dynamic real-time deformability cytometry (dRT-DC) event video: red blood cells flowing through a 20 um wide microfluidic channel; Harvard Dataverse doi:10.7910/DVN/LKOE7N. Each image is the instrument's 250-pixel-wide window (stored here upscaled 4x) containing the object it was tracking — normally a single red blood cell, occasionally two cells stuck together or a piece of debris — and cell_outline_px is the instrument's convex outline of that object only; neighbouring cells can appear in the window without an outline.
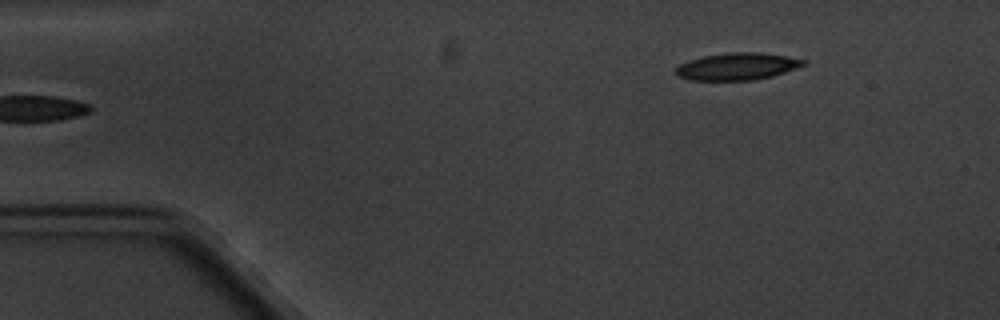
{"species": "common noctule bat (a hibernating species)", "species_latin": "Nyctalus noctula", "temperature_condition": "cold", "stored_images_in_passage": 6, "segment_of_instrument_passage": [2, 2], "camera_frame_rate_fps": 3000, "um_per_image_px": 0.085, "animal": {"sex": "male", "body_mass_g": 20.1, "forearm_length_mm": 53.5}, "frame": {"image": 1, "passage_image": 6, "time_ms": 6.333, "image_size_px": [1000, 320], "cell_outline_px": [[808, 64], [772, 76], [752, 80], [688, 80], [676, 76], [676, 68], [680, 64], [688, 60], [704, 56], [728, 52], [756, 52], [784, 56], [808, 60]], "centroid_in_image_um": [62.66, 5.65], "position_along_channel_um": 22.3, "area_um2": 20.17}}